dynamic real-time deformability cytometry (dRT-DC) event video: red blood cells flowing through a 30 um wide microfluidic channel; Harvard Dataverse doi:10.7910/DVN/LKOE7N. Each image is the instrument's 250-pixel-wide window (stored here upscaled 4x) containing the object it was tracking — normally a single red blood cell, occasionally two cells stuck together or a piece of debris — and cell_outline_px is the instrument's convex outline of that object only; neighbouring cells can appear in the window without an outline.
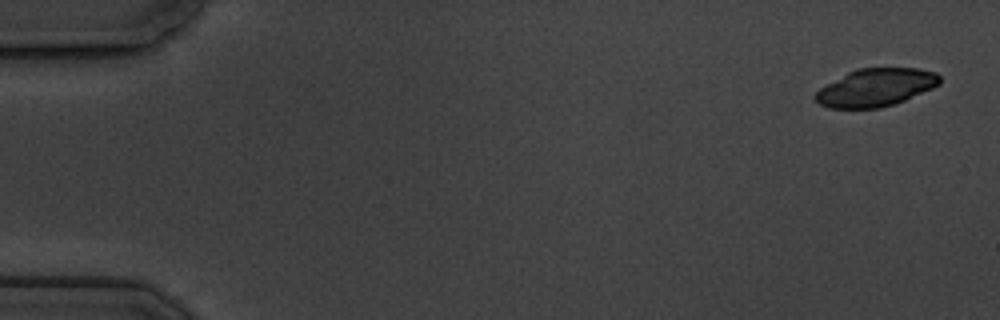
{"species": "common noctule bat (a hibernating species)", "species_latin": "Nyctalus noctula", "temperature_condition": "cold", "stored_images_in_passage": 4, "camera_frame_rate_fps": 3000, "um_per_image_px": 0.085, "animal": {"sex": "male", "body_mass_g": 19.5, "forearm_length_mm": 54.6}, "frame": {"image": 1, "passage_image": 1, "time_ms": 0.0, "image_size_px": [1000, 320], "cell_outline_px": [[940, 84], [932, 88], [904, 100], [880, 108], [828, 108], [820, 104], [812, 96], [820, 88], [848, 72], [856, 68], [920, 68], [936, 72], [940, 76]], "centroid_in_image_um": [74.43, 7.43], "position_along_channel_um": 10.6, "area_um2": 27.28}}